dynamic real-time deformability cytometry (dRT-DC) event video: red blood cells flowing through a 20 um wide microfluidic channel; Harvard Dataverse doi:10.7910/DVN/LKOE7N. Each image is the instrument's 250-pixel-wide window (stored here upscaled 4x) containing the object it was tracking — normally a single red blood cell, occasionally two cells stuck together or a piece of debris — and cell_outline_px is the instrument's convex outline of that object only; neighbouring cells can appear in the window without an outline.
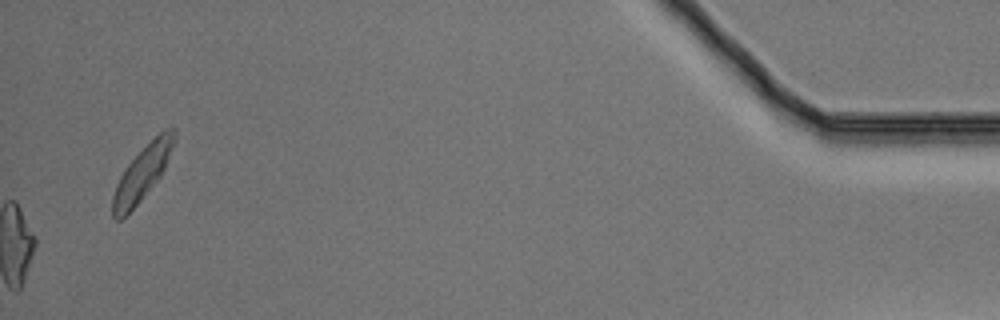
{"species": "Egyptian fruit bat (a non-hibernating species)", "species_latin": "Rousettus aegyptiacus", "temperature_condition": "warm", "stored_images_in_passage": 50, "camera_frame_rate_fps": 3000, "um_per_image_px": 0.085, "animal": {"sex": "male"}, "frame": {"image": 1, "passage_image": 50, "time_ms": 16.333, "image_size_px": [1000, 320], "cell_outline_px": [[176, 140], [164, 168], [160, 176], [140, 200], [120, 220], [116, 220], [112, 216], [112, 196], [116, 184], [120, 176], [128, 164], [164, 128], [176, 128]], "centroid_in_image_um": [12.1, 14.7], "position_along_channel_um": 423.1, "area_um2": 18.9}}